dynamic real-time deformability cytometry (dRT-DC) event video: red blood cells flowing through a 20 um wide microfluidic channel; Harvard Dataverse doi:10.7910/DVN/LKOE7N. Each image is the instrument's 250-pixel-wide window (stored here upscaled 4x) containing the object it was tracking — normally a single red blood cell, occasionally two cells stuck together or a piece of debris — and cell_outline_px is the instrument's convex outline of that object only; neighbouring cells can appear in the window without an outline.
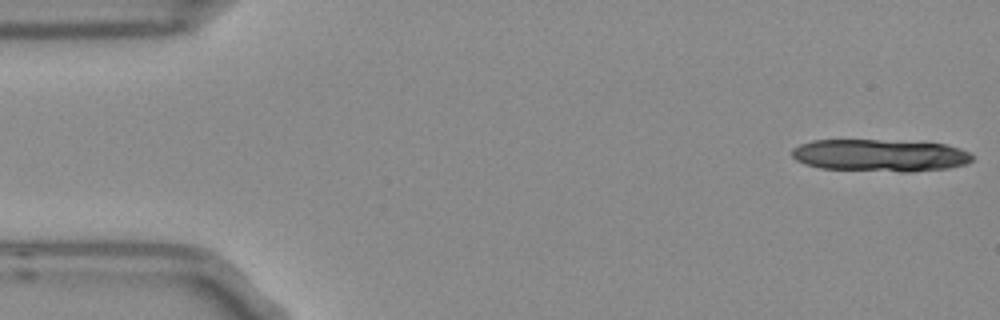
{"species": "Egyptian fruit bat (a non-hibernating species)", "species_latin": "Rousettus aegyptiacus", "temperature_condition": "room temperature", "stored_images_in_passage": 5, "camera_frame_rate_fps": 3000, "um_per_image_px": 0.085, "frame": {"image": 1, "passage_image": 1, "time_ms": 0.0, "image_size_px": [1000, 320], "cell_outline_px": [[972, 160], [964, 164], [948, 168], [912, 172], [900, 172], [820, 168], [804, 164], [796, 160], [792, 156], [792, 148], [800, 144], [812, 140], [924, 140], [944, 144], [960, 148], [968, 152], [972, 156]], "centroid_in_image_um": [74.82, 13.19], "position_along_channel_um": 10.2, "area_um2": 34.51}}